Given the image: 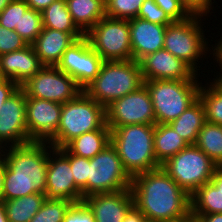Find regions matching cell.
I'll return each mask as SVG.
<instances>
[{
	"label": "cell",
	"mask_w": 222,
	"mask_h": 222,
	"mask_svg": "<svg viewBox=\"0 0 222 222\" xmlns=\"http://www.w3.org/2000/svg\"><path fill=\"white\" fill-rule=\"evenodd\" d=\"M131 191L145 219L174 222L191 216L190 195L162 167L134 175Z\"/></svg>",
	"instance_id": "6da1fadb"
},
{
	"label": "cell",
	"mask_w": 222,
	"mask_h": 222,
	"mask_svg": "<svg viewBox=\"0 0 222 222\" xmlns=\"http://www.w3.org/2000/svg\"><path fill=\"white\" fill-rule=\"evenodd\" d=\"M47 144L49 143L32 141L0 149V157L4 161L3 201L34 193L46 194L49 161Z\"/></svg>",
	"instance_id": "7a4b0ae2"
},
{
	"label": "cell",
	"mask_w": 222,
	"mask_h": 222,
	"mask_svg": "<svg viewBox=\"0 0 222 222\" xmlns=\"http://www.w3.org/2000/svg\"><path fill=\"white\" fill-rule=\"evenodd\" d=\"M153 140L154 125L132 124L111 130V145L132 177L161 167L154 153Z\"/></svg>",
	"instance_id": "3957f363"
},
{
	"label": "cell",
	"mask_w": 222,
	"mask_h": 222,
	"mask_svg": "<svg viewBox=\"0 0 222 222\" xmlns=\"http://www.w3.org/2000/svg\"><path fill=\"white\" fill-rule=\"evenodd\" d=\"M144 85L138 61H104L99 74L83 90L104 108Z\"/></svg>",
	"instance_id": "277c9868"
},
{
	"label": "cell",
	"mask_w": 222,
	"mask_h": 222,
	"mask_svg": "<svg viewBox=\"0 0 222 222\" xmlns=\"http://www.w3.org/2000/svg\"><path fill=\"white\" fill-rule=\"evenodd\" d=\"M106 123L105 108L82 91L75 99L62 104L57 133L48 141L54 148H63L74 138Z\"/></svg>",
	"instance_id": "5b68a950"
},
{
	"label": "cell",
	"mask_w": 222,
	"mask_h": 222,
	"mask_svg": "<svg viewBox=\"0 0 222 222\" xmlns=\"http://www.w3.org/2000/svg\"><path fill=\"white\" fill-rule=\"evenodd\" d=\"M198 80H148L156 124H169L198 99Z\"/></svg>",
	"instance_id": "8992f818"
},
{
	"label": "cell",
	"mask_w": 222,
	"mask_h": 222,
	"mask_svg": "<svg viewBox=\"0 0 222 222\" xmlns=\"http://www.w3.org/2000/svg\"><path fill=\"white\" fill-rule=\"evenodd\" d=\"M161 167L190 196L199 187L209 183L218 168L195 144H189Z\"/></svg>",
	"instance_id": "52a82bcc"
},
{
	"label": "cell",
	"mask_w": 222,
	"mask_h": 222,
	"mask_svg": "<svg viewBox=\"0 0 222 222\" xmlns=\"http://www.w3.org/2000/svg\"><path fill=\"white\" fill-rule=\"evenodd\" d=\"M201 18L202 16L192 15L184 21L167 25L163 44L165 50L185 62L196 74L200 70L197 69L198 60L203 55L206 57L209 52Z\"/></svg>",
	"instance_id": "ba28073f"
},
{
	"label": "cell",
	"mask_w": 222,
	"mask_h": 222,
	"mask_svg": "<svg viewBox=\"0 0 222 222\" xmlns=\"http://www.w3.org/2000/svg\"><path fill=\"white\" fill-rule=\"evenodd\" d=\"M90 46L104 61L132 60L129 20L105 16L86 34Z\"/></svg>",
	"instance_id": "9c48e42d"
},
{
	"label": "cell",
	"mask_w": 222,
	"mask_h": 222,
	"mask_svg": "<svg viewBox=\"0 0 222 222\" xmlns=\"http://www.w3.org/2000/svg\"><path fill=\"white\" fill-rule=\"evenodd\" d=\"M132 176L111 143L93 158L88 159V196L131 189Z\"/></svg>",
	"instance_id": "30bf717a"
},
{
	"label": "cell",
	"mask_w": 222,
	"mask_h": 222,
	"mask_svg": "<svg viewBox=\"0 0 222 222\" xmlns=\"http://www.w3.org/2000/svg\"><path fill=\"white\" fill-rule=\"evenodd\" d=\"M20 88L25 92L26 97L61 104L75 99L83 91L73 78L56 66H44Z\"/></svg>",
	"instance_id": "8fae6325"
},
{
	"label": "cell",
	"mask_w": 222,
	"mask_h": 222,
	"mask_svg": "<svg viewBox=\"0 0 222 222\" xmlns=\"http://www.w3.org/2000/svg\"><path fill=\"white\" fill-rule=\"evenodd\" d=\"M105 113L110 130L132 124H156L151 96L145 85L112 102L105 108Z\"/></svg>",
	"instance_id": "7c38bea8"
},
{
	"label": "cell",
	"mask_w": 222,
	"mask_h": 222,
	"mask_svg": "<svg viewBox=\"0 0 222 222\" xmlns=\"http://www.w3.org/2000/svg\"><path fill=\"white\" fill-rule=\"evenodd\" d=\"M103 62L84 36L63 53L56 67L73 78L84 90L99 74Z\"/></svg>",
	"instance_id": "4fadbf2b"
},
{
	"label": "cell",
	"mask_w": 222,
	"mask_h": 222,
	"mask_svg": "<svg viewBox=\"0 0 222 222\" xmlns=\"http://www.w3.org/2000/svg\"><path fill=\"white\" fill-rule=\"evenodd\" d=\"M45 196L46 199L82 202V192L75 184L69 159L50 144Z\"/></svg>",
	"instance_id": "5bb4252c"
},
{
	"label": "cell",
	"mask_w": 222,
	"mask_h": 222,
	"mask_svg": "<svg viewBox=\"0 0 222 222\" xmlns=\"http://www.w3.org/2000/svg\"><path fill=\"white\" fill-rule=\"evenodd\" d=\"M25 112L26 95L19 88L0 108V149L7 147V143L15 146L30 142Z\"/></svg>",
	"instance_id": "9a60e30c"
},
{
	"label": "cell",
	"mask_w": 222,
	"mask_h": 222,
	"mask_svg": "<svg viewBox=\"0 0 222 222\" xmlns=\"http://www.w3.org/2000/svg\"><path fill=\"white\" fill-rule=\"evenodd\" d=\"M62 104L26 97V126L29 141L48 142L60 123Z\"/></svg>",
	"instance_id": "2e32d148"
},
{
	"label": "cell",
	"mask_w": 222,
	"mask_h": 222,
	"mask_svg": "<svg viewBox=\"0 0 222 222\" xmlns=\"http://www.w3.org/2000/svg\"><path fill=\"white\" fill-rule=\"evenodd\" d=\"M143 81L148 80H198L185 62L169 51L160 49L139 61Z\"/></svg>",
	"instance_id": "e0dca14e"
},
{
	"label": "cell",
	"mask_w": 222,
	"mask_h": 222,
	"mask_svg": "<svg viewBox=\"0 0 222 222\" xmlns=\"http://www.w3.org/2000/svg\"><path fill=\"white\" fill-rule=\"evenodd\" d=\"M83 202L95 216L96 222H122L134 205L131 189L87 196Z\"/></svg>",
	"instance_id": "ac0fdd59"
},
{
	"label": "cell",
	"mask_w": 222,
	"mask_h": 222,
	"mask_svg": "<svg viewBox=\"0 0 222 222\" xmlns=\"http://www.w3.org/2000/svg\"><path fill=\"white\" fill-rule=\"evenodd\" d=\"M43 67L31 44L0 55V78L11 79L19 87Z\"/></svg>",
	"instance_id": "d6986e66"
},
{
	"label": "cell",
	"mask_w": 222,
	"mask_h": 222,
	"mask_svg": "<svg viewBox=\"0 0 222 222\" xmlns=\"http://www.w3.org/2000/svg\"><path fill=\"white\" fill-rule=\"evenodd\" d=\"M167 25H160L140 19L129 20L132 57L140 61L143 57L163 49Z\"/></svg>",
	"instance_id": "ffe728a7"
},
{
	"label": "cell",
	"mask_w": 222,
	"mask_h": 222,
	"mask_svg": "<svg viewBox=\"0 0 222 222\" xmlns=\"http://www.w3.org/2000/svg\"><path fill=\"white\" fill-rule=\"evenodd\" d=\"M84 36V33H67L43 27L31 45L44 66H57L63 53Z\"/></svg>",
	"instance_id": "44dd1931"
},
{
	"label": "cell",
	"mask_w": 222,
	"mask_h": 222,
	"mask_svg": "<svg viewBox=\"0 0 222 222\" xmlns=\"http://www.w3.org/2000/svg\"><path fill=\"white\" fill-rule=\"evenodd\" d=\"M111 143V130L105 123L100 129L86 132L70 142L64 148L73 155L93 158Z\"/></svg>",
	"instance_id": "7402d4cb"
},
{
	"label": "cell",
	"mask_w": 222,
	"mask_h": 222,
	"mask_svg": "<svg viewBox=\"0 0 222 222\" xmlns=\"http://www.w3.org/2000/svg\"><path fill=\"white\" fill-rule=\"evenodd\" d=\"M66 4L74 23L84 34L106 16L105 0H66Z\"/></svg>",
	"instance_id": "603a6c76"
},
{
	"label": "cell",
	"mask_w": 222,
	"mask_h": 222,
	"mask_svg": "<svg viewBox=\"0 0 222 222\" xmlns=\"http://www.w3.org/2000/svg\"><path fill=\"white\" fill-rule=\"evenodd\" d=\"M205 123L204 106L198 98L177 119L169 124L188 144H195L198 133Z\"/></svg>",
	"instance_id": "cb8c5ba5"
},
{
	"label": "cell",
	"mask_w": 222,
	"mask_h": 222,
	"mask_svg": "<svg viewBox=\"0 0 222 222\" xmlns=\"http://www.w3.org/2000/svg\"><path fill=\"white\" fill-rule=\"evenodd\" d=\"M153 145L157 162L162 165L189 144L170 124H155Z\"/></svg>",
	"instance_id": "d4e9b609"
},
{
	"label": "cell",
	"mask_w": 222,
	"mask_h": 222,
	"mask_svg": "<svg viewBox=\"0 0 222 222\" xmlns=\"http://www.w3.org/2000/svg\"><path fill=\"white\" fill-rule=\"evenodd\" d=\"M45 199V194L34 193L3 201L8 222H29L42 207Z\"/></svg>",
	"instance_id": "484cf974"
},
{
	"label": "cell",
	"mask_w": 222,
	"mask_h": 222,
	"mask_svg": "<svg viewBox=\"0 0 222 222\" xmlns=\"http://www.w3.org/2000/svg\"><path fill=\"white\" fill-rule=\"evenodd\" d=\"M190 199L191 215L222 213V193L211 182L199 187Z\"/></svg>",
	"instance_id": "4316f807"
},
{
	"label": "cell",
	"mask_w": 222,
	"mask_h": 222,
	"mask_svg": "<svg viewBox=\"0 0 222 222\" xmlns=\"http://www.w3.org/2000/svg\"><path fill=\"white\" fill-rule=\"evenodd\" d=\"M41 13L44 28L67 33H83L74 23L68 11L66 0L54 1Z\"/></svg>",
	"instance_id": "83f0119b"
},
{
	"label": "cell",
	"mask_w": 222,
	"mask_h": 222,
	"mask_svg": "<svg viewBox=\"0 0 222 222\" xmlns=\"http://www.w3.org/2000/svg\"><path fill=\"white\" fill-rule=\"evenodd\" d=\"M195 145L222 167V126L206 122L199 131Z\"/></svg>",
	"instance_id": "f1b7e54d"
},
{
	"label": "cell",
	"mask_w": 222,
	"mask_h": 222,
	"mask_svg": "<svg viewBox=\"0 0 222 222\" xmlns=\"http://www.w3.org/2000/svg\"><path fill=\"white\" fill-rule=\"evenodd\" d=\"M208 85H201L198 92V98L204 106L206 122L222 126V90L213 82Z\"/></svg>",
	"instance_id": "f546056e"
},
{
	"label": "cell",
	"mask_w": 222,
	"mask_h": 222,
	"mask_svg": "<svg viewBox=\"0 0 222 222\" xmlns=\"http://www.w3.org/2000/svg\"><path fill=\"white\" fill-rule=\"evenodd\" d=\"M42 13L29 8L24 0H21V18L19 28L15 31L28 43L32 44L42 32Z\"/></svg>",
	"instance_id": "4dcf8cb0"
},
{
	"label": "cell",
	"mask_w": 222,
	"mask_h": 222,
	"mask_svg": "<svg viewBox=\"0 0 222 222\" xmlns=\"http://www.w3.org/2000/svg\"><path fill=\"white\" fill-rule=\"evenodd\" d=\"M73 202L68 200L45 199L42 207L29 222H63Z\"/></svg>",
	"instance_id": "1f68e13d"
},
{
	"label": "cell",
	"mask_w": 222,
	"mask_h": 222,
	"mask_svg": "<svg viewBox=\"0 0 222 222\" xmlns=\"http://www.w3.org/2000/svg\"><path fill=\"white\" fill-rule=\"evenodd\" d=\"M145 0H105L107 17L130 20L137 14Z\"/></svg>",
	"instance_id": "d6a6232c"
},
{
	"label": "cell",
	"mask_w": 222,
	"mask_h": 222,
	"mask_svg": "<svg viewBox=\"0 0 222 222\" xmlns=\"http://www.w3.org/2000/svg\"><path fill=\"white\" fill-rule=\"evenodd\" d=\"M59 150L69 159L76 186L82 192V201L88 196V159L70 154L64 147Z\"/></svg>",
	"instance_id": "836d02e7"
},
{
	"label": "cell",
	"mask_w": 222,
	"mask_h": 222,
	"mask_svg": "<svg viewBox=\"0 0 222 222\" xmlns=\"http://www.w3.org/2000/svg\"><path fill=\"white\" fill-rule=\"evenodd\" d=\"M137 17L160 25H170L173 23L154 0H145L140 7Z\"/></svg>",
	"instance_id": "e575fe53"
},
{
	"label": "cell",
	"mask_w": 222,
	"mask_h": 222,
	"mask_svg": "<svg viewBox=\"0 0 222 222\" xmlns=\"http://www.w3.org/2000/svg\"><path fill=\"white\" fill-rule=\"evenodd\" d=\"M28 43L15 31L0 25V55L23 49Z\"/></svg>",
	"instance_id": "d590c367"
},
{
	"label": "cell",
	"mask_w": 222,
	"mask_h": 222,
	"mask_svg": "<svg viewBox=\"0 0 222 222\" xmlns=\"http://www.w3.org/2000/svg\"><path fill=\"white\" fill-rule=\"evenodd\" d=\"M173 22L184 21L192 16L181 0H154Z\"/></svg>",
	"instance_id": "8d00e7d4"
},
{
	"label": "cell",
	"mask_w": 222,
	"mask_h": 222,
	"mask_svg": "<svg viewBox=\"0 0 222 222\" xmlns=\"http://www.w3.org/2000/svg\"><path fill=\"white\" fill-rule=\"evenodd\" d=\"M21 18V0H13L0 13V25L9 30L19 28Z\"/></svg>",
	"instance_id": "74e56055"
},
{
	"label": "cell",
	"mask_w": 222,
	"mask_h": 222,
	"mask_svg": "<svg viewBox=\"0 0 222 222\" xmlns=\"http://www.w3.org/2000/svg\"><path fill=\"white\" fill-rule=\"evenodd\" d=\"M63 222H96L89 207L82 201L73 203L64 216Z\"/></svg>",
	"instance_id": "f35d334b"
},
{
	"label": "cell",
	"mask_w": 222,
	"mask_h": 222,
	"mask_svg": "<svg viewBox=\"0 0 222 222\" xmlns=\"http://www.w3.org/2000/svg\"><path fill=\"white\" fill-rule=\"evenodd\" d=\"M191 15L207 16L212 9V0H181ZM204 15V16H203Z\"/></svg>",
	"instance_id": "ab89813d"
},
{
	"label": "cell",
	"mask_w": 222,
	"mask_h": 222,
	"mask_svg": "<svg viewBox=\"0 0 222 222\" xmlns=\"http://www.w3.org/2000/svg\"><path fill=\"white\" fill-rule=\"evenodd\" d=\"M20 87L11 79L0 78V108Z\"/></svg>",
	"instance_id": "60d3db41"
},
{
	"label": "cell",
	"mask_w": 222,
	"mask_h": 222,
	"mask_svg": "<svg viewBox=\"0 0 222 222\" xmlns=\"http://www.w3.org/2000/svg\"><path fill=\"white\" fill-rule=\"evenodd\" d=\"M144 219L145 216L135 205H133L126 213L125 218L122 222H142Z\"/></svg>",
	"instance_id": "b9f144b4"
},
{
	"label": "cell",
	"mask_w": 222,
	"mask_h": 222,
	"mask_svg": "<svg viewBox=\"0 0 222 222\" xmlns=\"http://www.w3.org/2000/svg\"><path fill=\"white\" fill-rule=\"evenodd\" d=\"M192 222H222V213L191 215Z\"/></svg>",
	"instance_id": "7bdbcfd3"
},
{
	"label": "cell",
	"mask_w": 222,
	"mask_h": 222,
	"mask_svg": "<svg viewBox=\"0 0 222 222\" xmlns=\"http://www.w3.org/2000/svg\"><path fill=\"white\" fill-rule=\"evenodd\" d=\"M29 8L34 9L35 11L42 12L46 9L51 3L56 0H24Z\"/></svg>",
	"instance_id": "ee69618b"
},
{
	"label": "cell",
	"mask_w": 222,
	"mask_h": 222,
	"mask_svg": "<svg viewBox=\"0 0 222 222\" xmlns=\"http://www.w3.org/2000/svg\"><path fill=\"white\" fill-rule=\"evenodd\" d=\"M210 182H211L216 188L220 189V192L222 193V167H218V168L215 170V172H214V174H213Z\"/></svg>",
	"instance_id": "f6af8a7d"
},
{
	"label": "cell",
	"mask_w": 222,
	"mask_h": 222,
	"mask_svg": "<svg viewBox=\"0 0 222 222\" xmlns=\"http://www.w3.org/2000/svg\"><path fill=\"white\" fill-rule=\"evenodd\" d=\"M211 46H212V49H213V52H214V53H212L213 57L215 58L217 63H219L220 68H222V37L217 42V44H215V46L214 45H211Z\"/></svg>",
	"instance_id": "bcb514c9"
},
{
	"label": "cell",
	"mask_w": 222,
	"mask_h": 222,
	"mask_svg": "<svg viewBox=\"0 0 222 222\" xmlns=\"http://www.w3.org/2000/svg\"><path fill=\"white\" fill-rule=\"evenodd\" d=\"M4 189V161L0 157V199L2 200V194Z\"/></svg>",
	"instance_id": "7dc6e473"
},
{
	"label": "cell",
	"mask_w": 222,
	"mask_h": 222,
	"mask_svg": "<svg viewBox=\"0 0 222 222\" xmlns=\"http://www.w3.org/2000/svg\"><path fill=\"white\" fill-rule=\"evenodd\" d=\"M0 222H8L3 200L0 199Z\"/></svg>",
	"instance_id": "c3c4849f"
},
{
	"label": "cell",
	"mask_w": 222,
	"mask_h": 222,
	"mask_svg": "<svg viewBox=\"0 0 222 222\" xmlns=\"http://www.w3.org/2000/svg\"><path fill=\"white\" fill-rule=\"evenodd\" d=\"M221 74L218 76V77H216V78H214L213 79V83L220 89V90H222V68H221Z\"/></svg>",
	"instance_id": "681fc988"
},
{
	"label": "cell",
	"mask_w": 222,
	"mask_h": 222,
	"mask_svg": "<svg viewBox=\"0 0 222 222\" xmlns=\"http://www.w3.org/2000/svg\"><path fill=\"white\" fill-rule=\"evenodd\" d=\"M13 0H0V13L5 9V7Z\"/></svg>",
	"instance_id": "f907efd6"
},
{
	"label": "cell",
	"mask_w": 222,
	"mask_h": 222,
	"mask_svg": "<svg viewBox=\"0 0 222 222\" xmlns=\"http://www.w3.org/2000/svg\"><path fill=\"white\" fill-rule=\"evenodd\" d=\"M174 222H192V216Z\"/></svg>",
	"instance_id": "816d5d0a"
},
{
	"label": "cell",
	"mask_w": 222,
	"mask_h": 222,
	"mask_svg": "<svg viewBox=\"0 0 222 222\" xmlns=\"http://www.w3.org/2000/svg\"><path fill=\"white\" fill-rule=\"evenodd\" d=\"M142 222H158V221H153V220H149V219H144Z\"/></svg>",
	"instance_id": "f5cc1de1"
}]
</instances>
